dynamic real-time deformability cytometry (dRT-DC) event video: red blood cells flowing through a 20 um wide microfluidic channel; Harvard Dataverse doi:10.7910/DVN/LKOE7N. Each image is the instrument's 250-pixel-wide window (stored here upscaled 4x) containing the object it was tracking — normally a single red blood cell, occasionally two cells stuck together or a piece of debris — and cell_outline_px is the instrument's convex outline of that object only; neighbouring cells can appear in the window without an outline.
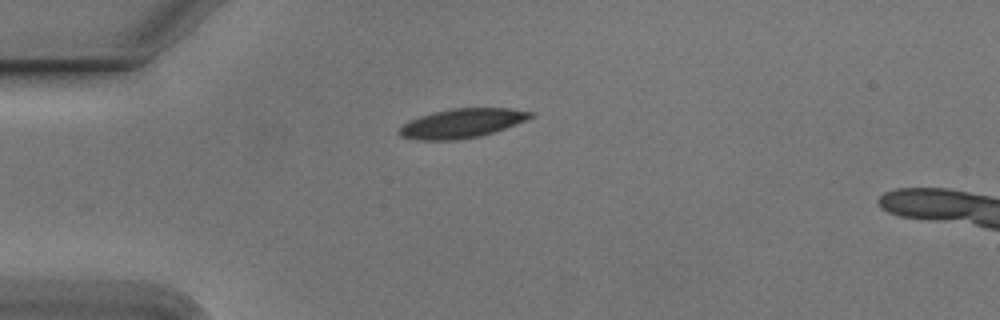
{"species": "Egyptian fruit bat (a non-hibernating species)", "species_latin": "Rousettus aegyptiacus", "temperature_condition": "cold", "stored_images_in_passage": 36, "camera_frame_rate_fps": 3000, "um_per_image_px": 0.085, "animal": {"sex": "male"}, "frame": {"image": 1, "passage_image": 1, "time_ms": 0.0, "image_size_px": [1000, 320], "cell_outline_px": [[532, 116], [524, 120], [504, 128], [480, 136], [456, 140], [416, 140], [400, 136], [400, 128], [404, 124], [420, 116], [432, 112], [452, 108], [508, 108], [532, 112]], "centroid_in_image_um": [39.22, 10.48], "position_along_channel_um": 45.8, "area_um2": 21.91}}
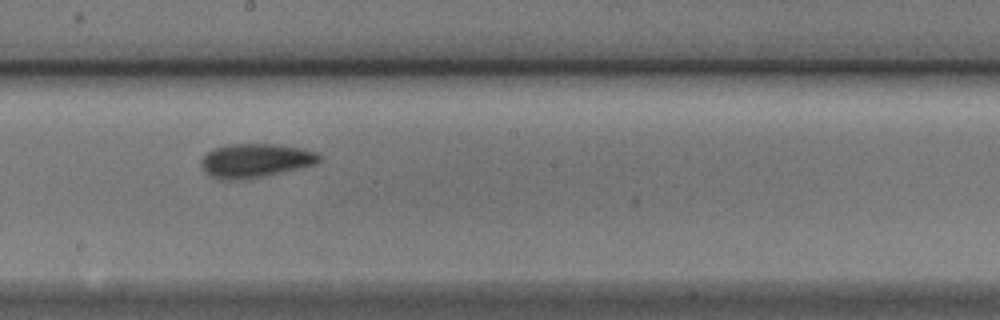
{"frame": {"image": 2, "passage_image": 17, "time_ms": 5.333, "image_size_px": [1000, 320], "cell_outline_px": [[320, 160], [316, 164], [268, 176], [244, 180], [220, 180], [208, 176], [204, 172], [200, 164], [200, 160], [212, 148], [228, 144], [276, 144], [304, 148], [316, 152], [320, 156]], "centroid_in_image_um": [21.67, 13.66], "position_along_channel_um": 226.5, "area_um2": 23.87}}
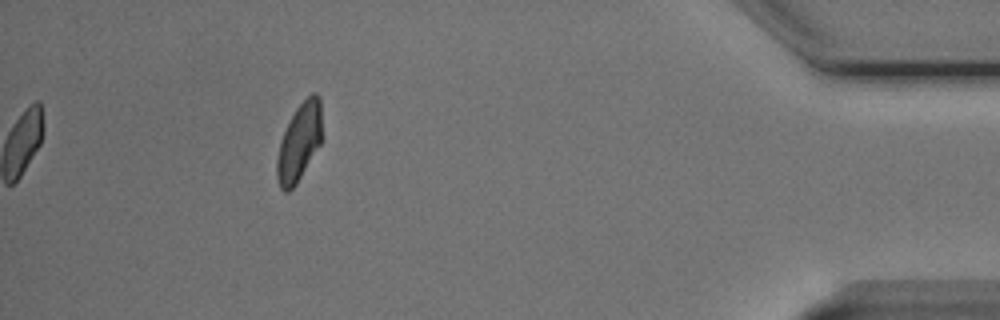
{"frame": {"image": 3, "passage_image": 36, "time_ms": 11.667, "image_size_px": [1000, 320], "cell_outline_px": [[324, 136], [320, 144], [296, 184], [288, 192], [284, 192], [280, 188], [276, 176], [276, 160], [280, 140], [296, 108], [312, 92], [316, 92], [320, 96]], "centroid_in_image_um": [25.47, 12.06], "position_along_channel_um": 409.7, "area_um2": 20.69}, "authors_computed_cell_mechanics": {"area_um2": 22.1085, "velocity_mm_per_s": 3.7768, "shape_relaxation_time_tau1_ms": 2.4026, "shape_relaxation_time_tau2_ms": 3.3547, "deformation_change_tau1": 0.126, "deformation_change_tau2": 0.0855}}